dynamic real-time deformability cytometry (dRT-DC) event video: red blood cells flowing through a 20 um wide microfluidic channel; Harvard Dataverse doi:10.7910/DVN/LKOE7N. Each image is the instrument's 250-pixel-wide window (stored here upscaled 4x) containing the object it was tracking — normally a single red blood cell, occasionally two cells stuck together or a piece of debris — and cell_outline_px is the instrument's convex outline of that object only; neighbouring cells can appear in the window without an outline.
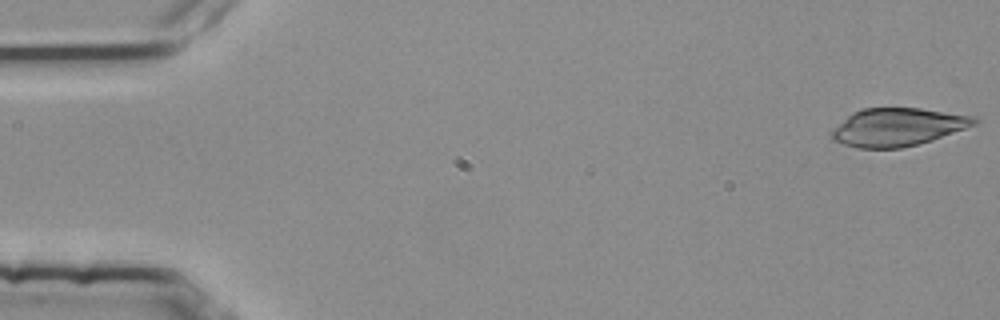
{"species": "common noctule bat (a hibernating species)", "species_latin": "Nyctalus noctula", "temperature_condition": "room temperature", "stored_images_in_passage": 53, "camera_frame_rate_fps": 3000, "um_per_image_px": 0.085, "animal": {"sex": "female", "body_mass_g": 25.1}, "frame": {"image": 1, "passage_image": 1, "time_ms": 0.0, "image_size_px": [1000, 320], "cell_outline_px": [[980, 124], [932, 140], [900, 148], [856, 148], [832, 140], [832, 128], [852, 112], [864, 108], [920, 108], [968, 116], [980, 120]], "centroid_in_image_um": [76.29, 10.8], "position_along_channel_um": 8.7, "area_um2": 31.44}}
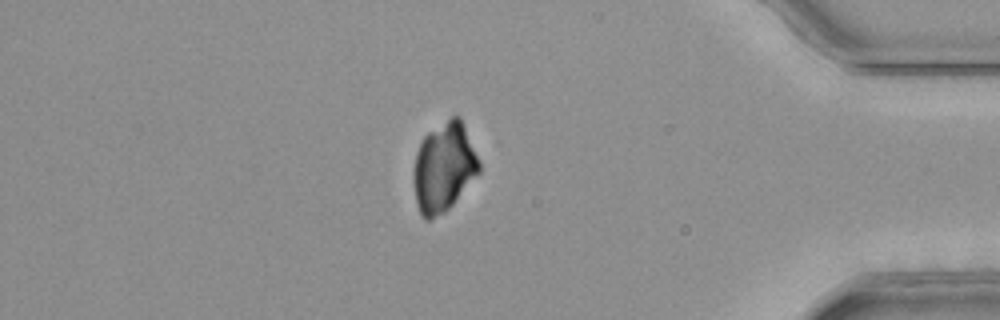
{"frame": {"image": 2, "passage_image": 46, "time_ms": 15.0, "image_size_px": [1000, 320], "cell_outline_px": [[480, 172], [452, 204], [444, 212], [428, 220], [424, 220], [420, 216], [416, 204], [412, 172], [416, 152], [424, 136], [428, 132], [452, 116], [460, 116], [480, 160]], "centroid_in_image_um": [37.71, 14.22], "position_along_channel_um": 397.5, "area_um2": 34.16}}